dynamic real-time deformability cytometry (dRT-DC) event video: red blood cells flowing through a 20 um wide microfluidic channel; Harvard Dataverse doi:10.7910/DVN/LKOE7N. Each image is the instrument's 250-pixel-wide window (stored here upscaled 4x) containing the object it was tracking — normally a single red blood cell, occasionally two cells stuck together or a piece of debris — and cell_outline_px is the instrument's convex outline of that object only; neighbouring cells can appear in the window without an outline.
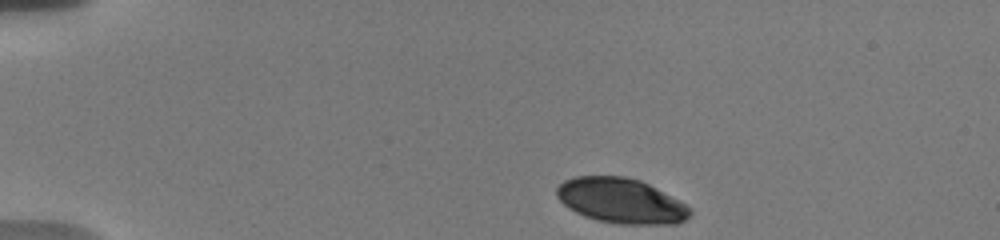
{"species": "human", "species_latin": "Homo sapiens", "temperature_condition": "warm", "stored_images_in_passage": 45, "camera_frame_rate_fps": 3000, "um_per_image_px": 0.085, "donor": {"sex": "male"}, "frame": {"image": 1, "passage_image": 1, "time_ms": 0.0, "image_size_px": [1000, 240], "cell_outline_px": [[692, 216], [676, 224], [616, 224], [596, 220], [584, 216], [568, 208], [556, 196], [556, 188], [564, 180], [576, 176], [624, 176], [640, 180], [680, 200], [692, 208]], "centroid_in_image_um": [52.81, 17.07], "position_along_channel_um": 32.2, "area_um2": 35.26}}
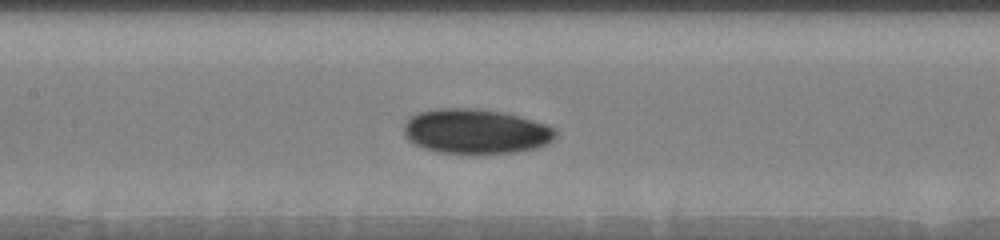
{"frame": {"image": 2, "passage_image": 18, "time_ms": 5.667, "image_size_px": [1000, 240], "cell_outline_px": [[556, 136], [548, 144], [516, 152], [476, 156], [468, 156], [436, 152], [424, 148], [408, 140], [404, 136], [404, 124], [412, 116], [420, 112], [436, 108], [480, 108], [504, 112], [532, 120], [544, 124], [552, 128], [556, 132]], "centroid_in_image_um": [40.41, 11.2], "position_along_channel_um": 167.0, "area_um2": 40.34}}
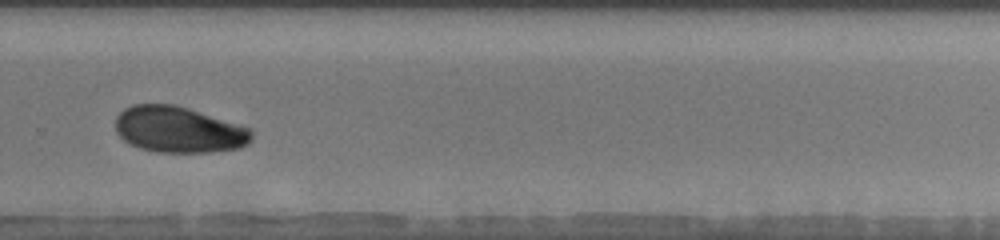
{"frame": {"image": 3, "passage_image": 30, "time_ms": 9.667, "image_size_px": [1000, 240], "cell_outline_px": [[252, 140], [248, 144], [240, 148], [208, 152], [156, 152], [140, 148], [128, 144], [116, 132], [116, 116], [124, 108], [132, 104], [172, 104], [188, 108], [248, 128], [252, 132]], "centroid_in_image_um": [15.15, 11.02], "position_along_channel_um": 314.7, "area_um2": 36.47}, "authors_computed_cell_mechanics": {"area_um2": 36.5874, "velocity_mm_per_s": 3.704, "shape_relaxation_time_tau1_ms": 4.4658, "shape_relaxation_time_tau2_ms": null, "deformation_change_tau1": 0.0754, "deformation_change_tau2": null}}